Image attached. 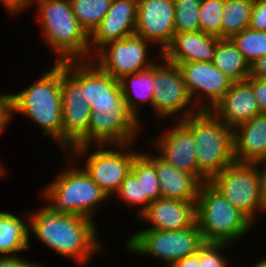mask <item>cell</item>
I'll list each match as a JSON object with an SVG mask.
<instances>
[{
	"instance_id": "obj_17",
	"label": "cell",
	"mask_w": 266,
	"mask_h": 267,
	"mask_svg": "<svg viewBox=\"0 0 266 267\" xmlns=\"http://www.w3.org/2000/svg\"><path fill=\"white\" fill-rule=\"evenodd\" d=\"M138 0H112L110 9L89 35L90 59L104 45L135 34Z\"/></svg>"
},
{
	"instance_id": "obj_16",
	"label": "cell",
	"mask_w": 266,
	"mask_h": 267,
	"mask_svg": "<svg viewBox=\"0 0 266 267\" xmlns=\"http://www.w3.org/2000/svg\"><path fill=\"white\" fill-rule=\"evenodd\" d=\"M166 130L151 141L157 155L178 170L192 174L201 184L207 183L209 180L198 170L193 134L180 121Z\"/></svg>"
},
{
	"instance_id": "obj_19",
	"label": "cell",
	"mask_w": 266,
	"mask_h": 267,
	"mask_svg": "<svg viewBox=\"0 0 266 267\" xmlns=\"http://www.w3.org/2000/svg\"><path fill=\"white\" fill-rule=\"evenodd\" d=\"M210 111L231 129L260 114L254 90L246 80L233 82Z\"/></svg>"
},
{
	"instance_id": "obj_27",
	"label": "cell",
	"mask_w": 266,
	"mask_h": 267,
	"mask_svg": "<svg viewBox=\"0 0 266 267\" xmlns=\"http://www.w3.org/2000/svg\"><path fill=\"white\" fill-rule=\"evenodd\" d=\"M153 155L149 152H139L131 165V172L142 182L146 208L151 202L161 197L160 183L156 175L155 154Z\"/></svg>"
},
{
	"instance_id": "obj_25",
	"label": "cell",
	"mask_w": 266,
	"mask_h": 267,
	"mask_svg": "<svg viewBox=\"0 0 266 267\" xmlns=\"http://www.w3.org/2000/svg\"><path fill=\"white\" fill-rule=\"evenodd\" d=\"M212 63L233 82L245 81L250 76V64L230 38L217 41Z\"/></svg>"
},
{
	"instance_id": "obj_26",
	"label": "cell",
	"mask_w": 266,
	"mask_h": 267,
	"mask_svg": "<svg viewBox=\"0 0 266 267\" xmlns=\"http://www.w3.org/2000/svg\"><path fill=\"white\" fill-rule=\"evenodd\" d=\"M255 0H225L221 38H231L249 27Z\"/></svg>"
},
{
	"instance_id": "obj_10",
	"label": "cell",
	"mask_w": 266,
	"mask_h": 267,
	"mask_svg": "<svg viewBox=\"0 0 266 267\" xmlns=\"http://www.w3.org/2000/svg\"><path fill=\"white\" fill-rule=\"evenodd\" d=\"M61 95L62 150L67 153L87 133L92 113L83 96L82 60L61 63Z\"/></svg>"
},
{
	"instance_id": "obj_40",
	"label": "cell",
	"mask_w": 266,
	"mask_h": 267,
	"mask_svg": "<svg viewBox=\"0 0 266 267\" xmlns=\"http://www.w3.org/2000/svg\"><path fill=\"white\" fill-rule=\"evenodd\" d=\"M261 164L264 168L262 169ZM263 213H266V161L258 163ZM261 168V169H260Z\"/></svg>"
},
{
	"instance_id": "obj_23",
	"label": "cell",
	"mask_w": 266,
	"mask_h": 267,
	"mask_svg": "<svg viewBox=\"0 0 266 267\" xmlns=\"http://www.w3.org/2000/svg\"><path fill=\"white\" fill-rule=\"evenodd\" d=\"M28 213V214H27ZM24 218L14 213L0 211V257L20 256L30 249L29 212Z\"/></svg>"
},
{
	"instance_id": "obj_43",
	"label": "cell",
	"mask_w": 266,
	"mask_h": 267,
	"mask_svg": "<svg viewBox=\"0 0 266 267\" xmlns=\"http://www.w3.org/2000/svg\"><path fill=\"white\" fill-rule=\"evenodd\" d=\"M1 161V160H0ZM5 169H4V167H2V164H1V162H0V176H4V174H5Z\"/></svg>"
},
{
	"instance_id": "obj_11",
	"label": "cell",
	"mask_w": 266,
	"mask_h": 267,
	"mask_svg": "<svg viewBox=\"0 0 266 267\" xmlns=\"http://www.w3.org/2000/svg\"><path fill=\"white\" fill-rule=\"evenodd\" d=\"M208 183L252 223L263 212L258 163L234 162Z\"/></svg>"
},
{
	"instance_id": "obj_21",
	"label": "cell",
	"mask_w": 266,
	"mask_h": 267,
	"mask_svg": "<svg viewBox=\"0 0 266 267\" xmlns=\"http://www.w3.org/2000/svg\"><path fill=\"white\" fill-rule=\"evenodd\" d=\"M234 161L256 164L266 161V114H257L233 129Z\"/></svg>"
},
{
	"instance_id": "obj_7",
	"label": "cell",
	"mask_w": 266,
	"mask_h": 267,
	"mask_svg": "<svg viewBox=\"0 0 266 267\" xmlns=\"http://www.w3.org/2000/svg\"><path fill=\"white\" fill-rule=\"evenodd\" d=\"M196 223L204 242L232 246L252 227V222L208 182L202 183L199 188Z\"/></svg>"
},
{
	"instance_id": "obj_12",
	"label": "cell",
	"mask_w": 266,
	"mask_h": 267,
	"mask_svg": "<svg viewBox=\"0 0 266 267\" xmlns=\"http://www.w3.org/2000/svg\"><path fill=\"white\" fill-rule=\"evenodd\" d=\"M162 62L153 64V84L155 89L153 92L152 111L158 120L162 118L166 120L179 114V121L186 119L189 115L195 114L200 110L192 101L183 75L179 66L168 62L162 57V54L157 55Z\"/></svg>"
},
{
	"instance_id": "obj_29",
	"label": "cell",
	"mask_w": 266,
	"mask_h": 267,
	"mask_svg": "<svg viewBox=\"0 0 266 267\" xmlns=\"http://www.w3.org/2000/svg\"><path fill=\"white\" fill-rule=\"evenodd\" d=\"M230 39L250 65L266 55V31L248 27L240 33L234 34Z\"/></svg>"
},
{
	"instance_id": "obj_30",
	"label": "cell",
	"mask_w": 266,
	"mask_h": 267,
	"mask_svg": "<svg viewBox=\"0 0 266 267\" xmlns=\"http://www.w3.org/2000/svg\"><path fill=\"white\" fill-rule=\"evenodd\" d=\"M200 2L201 0H174L176 33L200 31Z\"/></svg>"
},
{
	"instance_id": "obj_20",
	"label": "cell",
	"mask_w": 266,
	"mask_h": 267,
	"mask_svg": "<svg viewBox=\"0 0 266 267\" xmlns=\"http://www.w3.org/2000/svg\"><path fill=\"white\" fill-rule=\"evenodd\" d=\"M219 39L202 31L175 33L162 57L173 64L201 61L212 63Z\"/></svg>"
},
{
	"instance_id": "obj_9",
	"label": "cell",
	"mask_w": 266,
	"mask_h": 267,
	"mask_svg": "<svg viewBox=\"0 0 266 267\" xmlns=\"http://www.w3.org/2000/svg\"><path fill=\"white\" fill-rule=\"evenodd\" d=\"M134 144L97 145L98 150L91 153V146H73L66 156L70 155L73 160L77 156L86 157L82 168L108 197H112L130 173L134 157L139 153L132 147Z\"/></svg>"
},
{
	"instance_id": "obj_37",
	"label": "cell",
	"mask_w": 266,
	"mask_h": 267,
	"mask_svg": "<svg viewBox=\"0 0 266 267\" xmlns=\"http://www.w3.org/2000/svg\"><path fill=\"white\" fill-rule=\"evenodd\" d=\"M43 264L24 260L21 256L0 257V267H42Z\"/></svg>"
},
{
	"instance_id": "obj_14",
	"label": "cell",
	"mask_w": 266,
	"mask_h": 267,
	"mask_svg": "<svg viewBox=\"0 0 266 267\" xmlns=\"http://www.w3.org/2000/svg\"><path fill=\"white\" fill-rule=\"evenodd\" d=\"M188 93L199 110H211L233 81L209 62L178 63Z\"/></svg>"
},
{
	"instance_id": "obj_15",
	"label": "cell",
	"mask_w": 266,
	"mask_h": 267,
	"mask_svg": "<svg viewBox=\"0 0 266 267\" xmlns=\"http://www.w3.org/2000/svg\"><path fill=\"white\" fill-rule=\"evenodd\" d=\"M174 13V0H138L135 34L159 44L162 54L176 33Z\"/></svg>"
},
{
	"instance_id": "obj_8",
	"label": "cell",
	"mask_w": 266,
	"mask_h": 267,
	"mask_svg": "<svg viewBox=\"0 0 266 267\" xmlns=\"http://www.w3.org/2000/svg\"><path fill=\"white\" fill-rule=\"evenodd\" d=\"M204 243L195 222L191 227L182 230L135 232L126 241L124 249L130 254L158 258L165 267H171L176 261L195 254Z\"/></svg>"
},
{
	"instance_id": "obj_42",
	"label": "cell",
	"mask_w": 266,
	"mask_h": 267,
	"mask_svg": "<svg viewBox=\"0 0 266 267\" xmlns=\"http://www.w3.org/2000/svg\"><path fill=\"white\" fill-rule=\"evenodd\" d=\"M253 267H266V257L260 260L259 262L257 261L256 265Z\"/></svg>"
},
{
	"instance_id": "obj_31",
	"label": "cell",
	"mask_w": 266,
	"mask_h": 267,
	"mask_svg": "<svg viewBox=\"0 0 266 267\" xmlns=\"http://www.w3.org/2000/svg\"><path fill=\"white\" fill-rule=\"evenodd\" d=\"M225 0H201L200 31L221 38Z\"/></svg>"
},
{
	"instance_id": "obj_28",
	"label": "cell",
	"mask_w": 266,
	"mask_h": 267,
	"mask_svg": "<svg viewBox=\"0 0 266 267\" xmlns=\"http://www.w3.org/2000/svg\"><path fill=\"white\" fill-rule=\"evenodd\" d=\"M69 1L76 19L89 35L107 14L112 2V0Z\"/></svg>"
},
{
	"instance_id": "obj_3",
	"label": "cell",
	"mask_w": 266,
	"mask_h": 267,
	"mask_svg": "<svg viewBox=\"0 0 266 267\" xmlns=\"http://www.w3.org/2000/svg\"><path fill=\"white\" fill-rule=\"evenodd\" d=\"M41 75L19 93L8 94L9 123L12 115L22 114L43 128V136H50L62 149L61 63H53Z\"/></svg>"
},
{
	"instance_id": "obj_22",
	"label": "cell",
	"mask_w": 266,
	"mask_h": 267,
	"mask_svg": "<svg viewBox=\"0 0 266 267\" xmlns=\"http://www.w3.org/2000/svg\"><path fill=\"white\" fill-rule=\"evenodd\" d=\"M155 167L162 198L196 202L201 183L192 174L178 170L158 155Z\"/></svg>"
},
{
	"instance_id": "obj_41",
	"label": "cell",
	"mask_w": 266,
	"mask_h": 267,
	"mask_svg": "<svg viewBox=\"0 0 266 267\" xmlns=\"http://www.w3.org/2000/svg\"><path fill=\"white\" fill-rule=\"evenodd\" d=\"M171 267H200L197 252L176 261Z\"/></svg>"
},
{
	"instance_id": "obj_13",
	"label": "cell",
	"mask_w": 266,
	"mask_h": 267,
	"mask_svg": "<svg viewBox=\"0 0 266 267\" xmlns=\"http://www.w3.org/2000/svg\"><path fill=\"white\" fill-rule=\"evenodd\" d=\"M150 44L152 43L143 37L133 34L107 43L92 56L91 60L95 61L103 71L119 80L124 75L147 69L156 62L148 58Z\"/></svg>"
},
{
	"instance_id": "obj_33",
	"label": "cell",
	"mask_w": 266,
	"mask_h": 267,
	"mask_svg": "<svg viewBox=\"0 0 266 267\" xmlns=\"http://www.w3.org/2000/svg\"><path fill=\"white\" fill-rule=\"evenodd\" d=\"M232 244L205 242L197 251L200 267H230L228 259L223 256L222 249L230 248Z\"/></svg>"
},
{
	"instance_id": "obj_36",
	"label": "cell",
	"mask_w": 266,
	"mask_h": 267,
	"mask_svg": "<svg viewBox=\"0 0 266 267\" xmlns=\"http://www.w3.org/2000/svg\"><path fill=\"white\" fill-rule=\"evenodd\" d=\"M9 15H18L20 11L28 10L33 5V0H0Z\"/></svg>"
},
{
	"instance_id": "obj_39",
	"label": "cell",
	"mask_w": 266,
	"mask_h": 267,
	"mask_svg": "<svg viewBox=\"0 0 266 267\" xmlns=\"http://www.w3.org/2000/svg\"><path fill=\"white\" fill-rule=\"evenodd\" d=\"M250 76L266 78V55H263L250 65Z\"/></svg>"
},
{
	"instance_id": "obj_5",
	"label": "cell",
	"mask_w": 266,
	"mask_h": 267,
	"mask_svg": "<svg viewBox=\"0 0 266 267\" xmlns=\"http://www.w3.org/2000/svg\"><path fill=\"white\" fill-rule=\"evenodd\" d=\"M180 122L193 134L198 170L208 180L235 162L233 129L210 110H200Z\"/></svg>"
},
{
	"instance_id": "obj_24",
	"label": "cell",
	"mask_w": 266,
	"mask_h": 267,
	"mask_svg": "<svg viewBox=\"0 0 266 267\" xmlns=\"http://www.w3.org/2000/svg\"><path fill=\"white\" fill-rule=\"evenodd\" d=\"M121 91L129 110L140 120L141 105L149 102L152 106L153 92V65L142 71L124 75L119 79ZM140 112V113H139Z\"/></svg>"
},
{
	"instance_id": "obj_32",
	"label": "cell",
	"mask_w": 266,
	"mask_h": 267,
	"mask_svg": "<svg viewBox=\"0 0 266 267\" xmlns=\"http://www.w3.org/2000/svg\"><path fill=\"white\" fill-rule=\"evenodd\" d=\"M114 194L130 207H141L138 217L146 210V196H143L142 182L131 171Z\"/></svg>"
},
{
	"instance_id": "obj_6",
	"label": "cell",
	"mask_w": 266,
	"mask_h": 267,
	"mask_svg": "<svg viewBox=\"0 0 266 267\" xmlns=\"http://www.w3.org/2000/svg\"><path fill=\"white\" fill-rule=\"evenodd\" d=\"M72 164L46 185L41 197L58 214L82 215L94 220L99 204L109 197L82 167L76 164L73 168Z\"/></svg>"
},
{
	"instance_id": "obj_4",
	"label": "cell",
	"mask_w": 266,
	"mask_h": 267,
	"mask_svg": "<svg viewBox=\"0 0 266 267\" xmlns=\"http://www.w3.org/2000/svg\"><path fill=\"white\" fill-rule=\"evenodd\" d=\"M32 4L38 7L41 36L55 52V63L90 60L89 34L76 19L69 0H33Z\"/></svg>"
},
{
	"instance_id": "obj_18",
	"label": "cell",
	"mask_w": 266,
	"mask_h": 267,
	"mask_svg": "<svg viewBox=\"0 0 266 267\" xmlns=\"http://www.w3.org/2000/svg\"><path fill=\"white\" fill-rule=\"evenodd\" d=\"M138 223L151 224L143 230H182L196 222V202L162 198L151 202L137 217ZM143 222H142V221Z\"/></svg>"
},
{
	"instance_id": "obj_34",
	"label": "cell",
	"mask_w": 266,
	"mask_h": 267,
	"mask_svg": "<svg viewBox=\"0 0 266 267\" xmlns=\"http://www.w3.org/2000/svg\"><path fill=\"white\" fill-rule=\"evenodd\" d=\"M249 28L258 31H266V0H255Z\"/></svg>"
},
{
	"instance_id": "obj_35",
	"label": "cell",
	"mask_w": 266,
	"mask_h": 267,
	"mask_svg": "<svg viewBox=\"0 0 266 267\" xmlns=\"http://www.w3.org/2000/svg\"><path fill=\"white\" fill-rule=\"evenodd\" d=\"M246 81L254 90L260 113L266 114V78L249 76Z\"/></svg>"
},
{
	"instance_id": "obj_1",
	"label": "cell",
	"mask_w": 266,
	"mask_h": 267,
	"mask_svg": "<svg viewBox=\"0 0 266 267\" xmlns=\"http://www.w3.org/2000/svg\"><path fill=\"white\" fill-rule=\"evenodd\" d=\"M82 90L92 113L87 133L74 146L136 143L141 122L126 105L119 80L91 59L82 60Z\"/></svg>"
},
{
	"instance_id": "obj_2",
	"label": "cell",
	"mask_w": 266,
	"mask_h": 267,
	"mask_svg": "<svg viewBox=\"0 0 266 267\" xmlns=\"http://www.w3.org/2000/svg\"><path fill=\"white\" fill-rule=\"evenodd\" d=\"M33 210L29 212V233L60 256L74 259L84 267L103 250L94 220L58 214L48 204Z\"/></svg>"
},
{
	"instance_id": "obj_38",
	"label": "cell",
	"mask_w": 266,
	"mask_h": 267,
	"mask_svg": "<svg viewBox=\"0 0 266 267\" xmlns=\"http://www.w3.org/2000/svg\"><path fill=\"white\" fill-rule=\"evenodd\" d=\"M9 125L8 94L0 93V134Z\"/></svg>"
}]
</instances>
